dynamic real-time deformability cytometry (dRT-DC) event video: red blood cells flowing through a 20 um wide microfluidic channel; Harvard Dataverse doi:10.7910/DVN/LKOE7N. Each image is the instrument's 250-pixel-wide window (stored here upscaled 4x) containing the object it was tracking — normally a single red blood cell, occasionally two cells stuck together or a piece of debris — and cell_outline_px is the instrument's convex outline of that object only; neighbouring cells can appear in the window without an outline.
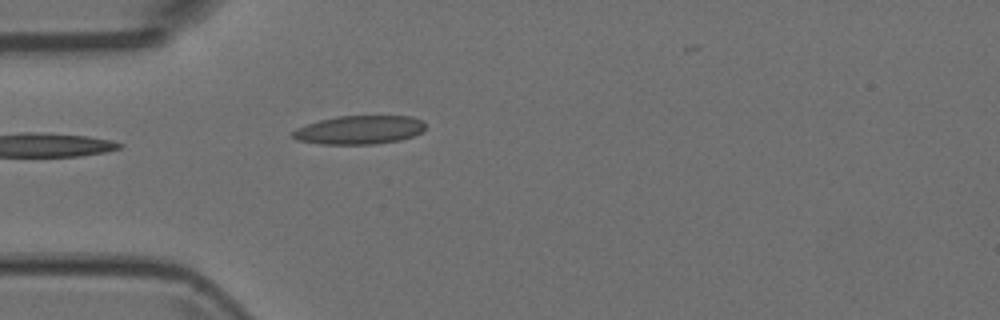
{"species": "Egyptian fruit bat (a non-hibernating species)", "species_latin": "Rousettus aegyptiacus", "temperature_condition": "room temperature", "stored_images_in_passage": 3, "camera_frame_rate_fps": 3000, "um_per_image_px": 0.085, "animal": {"sex": "female"}, "frame": {"image": 1, "passage_image": 3, "time_ms": 0.667, "image_size_px": [1000, 320], "cell_outline_px": [[424, 132], [400, 140], [372, 144], [320, 144], [296, 140], [292, 136], [292, 132], [296, 128], [320, 120], [336, 116], [412, 116], [420, 120], [424, 124]], "centroid_in_image_um": [30.53, 11.04], "position_along_channel_um": 54.5, "area_um2": 22.08}}